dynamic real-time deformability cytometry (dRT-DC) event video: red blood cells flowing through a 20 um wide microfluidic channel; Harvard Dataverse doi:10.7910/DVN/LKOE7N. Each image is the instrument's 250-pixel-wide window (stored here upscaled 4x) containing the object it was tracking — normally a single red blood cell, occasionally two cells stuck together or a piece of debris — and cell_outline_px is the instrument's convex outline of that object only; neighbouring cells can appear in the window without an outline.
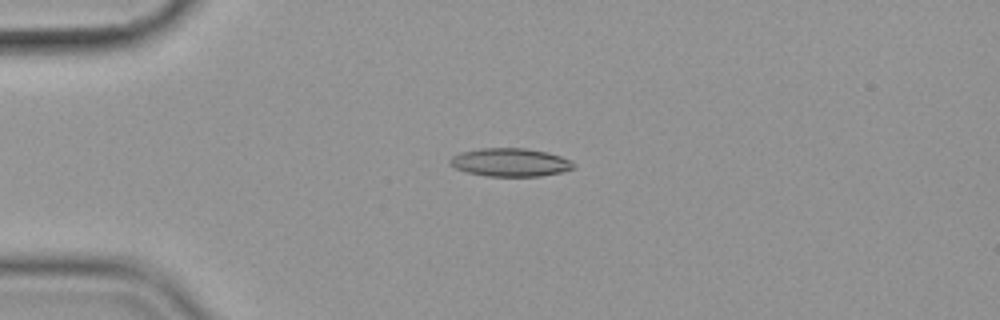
{"species": "common noctule bat (a hibernating species)", "species_latin": "Nyctalus noctula", "temperature_condition": "cold", "stored_images_in_passage": 43, "camera_frame_rate_fps": 3000, "um_per_image_px": 0.085, "animal": {"sex": "female", "body_mass_g": 19.9}, "frame": {"image": 1, "passage_image": 1, "time_ms": 0.0, "image_size_px": [1000, 320], "cell_outline_px": [[572, 168], [560, 172], [540, 176], [484, 176], [468, 172], [456, 168], [448, 164], [448, 160], [452, 156], [460, 152], [480, 148], [524, 148], [548, 152], [572, 160]], "centroid_in_image_um": [43.32, 13.79], "position_along_channel_um": 41.7, "area_um2": 20.29}}
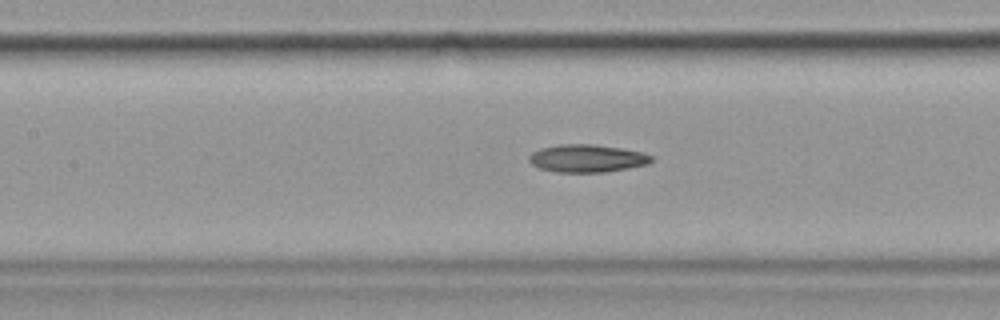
{"frame": {"image": 2, "passage_image": 13, "time_ms": 4.0, "image_size_px": [1000, 320], "cell_outline_px": [[652, 160], [648, 164], [628, 168], [604, 172], [556, 172], [540, 168], [532, 164], [528, 160], [528, 156], [532, 152], [540, 148], [560, 144], [592, 144], [620, 148], [640, 152], [652, 156]], "centroid_in_image_um": [49.86, 13.46], "position_along_channel_um": 157.5, "area_um2": 19.65}}
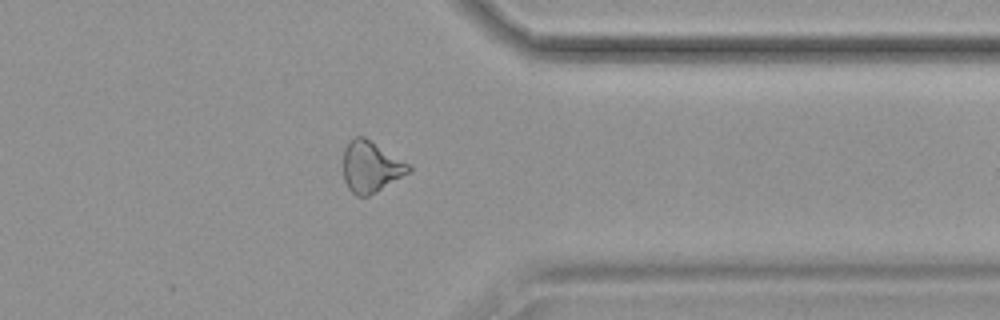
{"frame": {"image": 3, "passage_image": 32, "time_ms": 10.333, "image_size_px": [1000, 320], "cell_outline_px": [[412, 172], [376, 192], [368, 196], [356, 196], [348, 188], [344, 180], [344, 148], [356, 136], [364, 136], [412, 164]], "centroid_in_image_um": [31.58, 14.18], "position_along_channel_um": 379.8, "area_um2": 19.77}}